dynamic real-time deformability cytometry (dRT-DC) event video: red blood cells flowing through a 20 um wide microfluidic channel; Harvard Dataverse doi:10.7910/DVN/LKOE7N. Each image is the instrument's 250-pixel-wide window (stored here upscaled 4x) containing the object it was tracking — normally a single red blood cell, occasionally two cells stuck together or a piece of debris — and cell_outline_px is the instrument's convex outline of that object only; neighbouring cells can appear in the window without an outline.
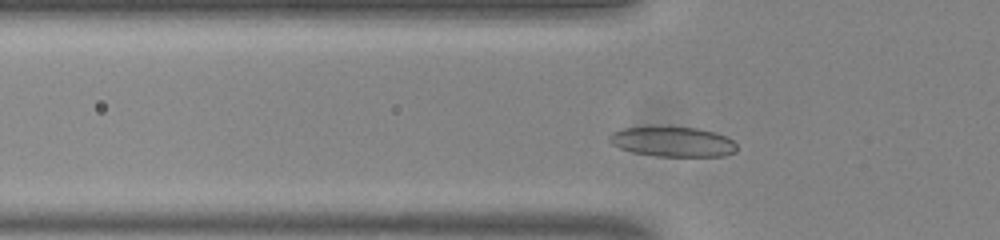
{"species": "common noctule bat (a hibernating species)", "species_latin": "Nyctalus noctula", "temperature_condition": "room temperature", "stored_images_in_passage": 46, "camera_frame_rate_fps": 3000, "um_per_image_px": 0.085, "animal": {"sex": "male", "body_mass_g": 20.0, "forearm_length_mm": 53.3}, "frame": {"image": 1, "passage_image": 8, "time_ms": 2.333, "image_size_px": [1000, 240], "cell_outline_px": [[736, 152], [724, 156], [656, 156], [632, 152], [620, 148], [612, 144], [608, 140], [608, 136], [612, 132], [624, 128], [660, 124], [696, 128], [716, 132], [732, 140], [736, 144]], "centroid_in_image_um": [57.14, 12.01], "position_along_channel_um": 68.7, "area_um2": 22.95}}
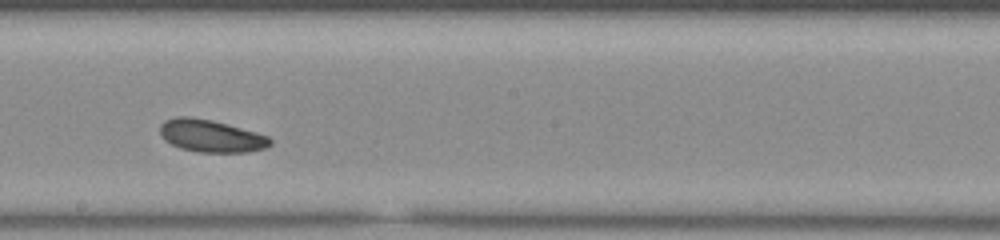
{"frame": {"image": 2, "passage_image": 21, "time_ms": 6.667, "image_size_px": [1000, 240], "cell_outline_px": [[272, 144], [268, 148], [248, 152], [200, 152], [180, 148], [164, 140], [160, 132], [160, 124], [164, 120], [176, 116], [192, 116], [212, 120], [256, 132], [268, 136], [272, 140]], "centroid_in_image_um": [17.94, 11.55], "position_along_channel_um": 230.3, "area_um2": 20.98}}
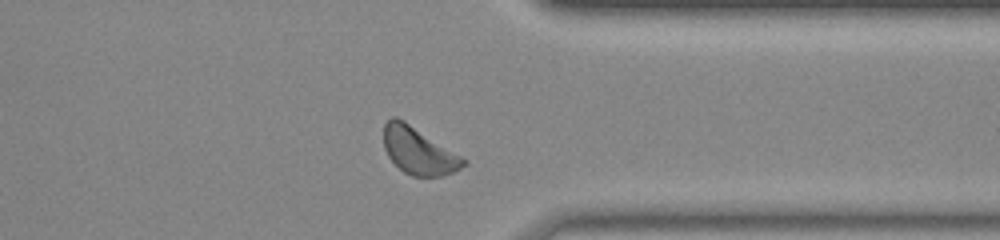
{"frame": {"image": 3, "passage_image": 33, "time_ms": 10.667, "image_size_px": [1000, 240], "cell_outline_px": [[468, 164], [452, 172], [440, 176], [412, 176], [404, 172], [388, 156], [384, 148], [384, 124], [392, 116], [396, 116], [404, 120], [468, 160]], "centroid_in_image_um": [35.58, 12.81], "position_along_channel_um": 375.8, "area_um2": 21.68}}